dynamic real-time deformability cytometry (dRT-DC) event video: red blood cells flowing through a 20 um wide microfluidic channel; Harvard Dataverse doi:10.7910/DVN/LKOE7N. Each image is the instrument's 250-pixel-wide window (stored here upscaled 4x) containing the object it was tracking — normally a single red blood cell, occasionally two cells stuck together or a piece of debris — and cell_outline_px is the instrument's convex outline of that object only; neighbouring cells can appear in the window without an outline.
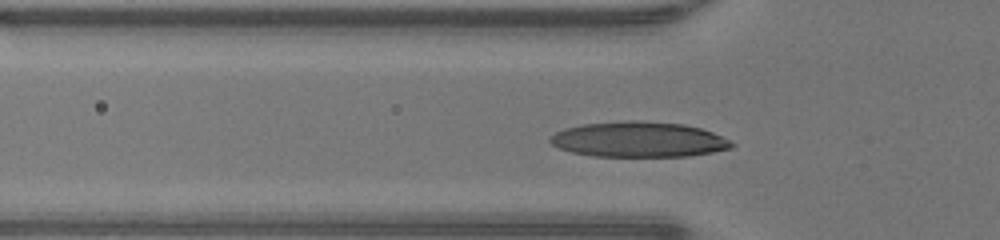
{"species": "human", "species_latin": "Homo sapiens", "temperature_condition": "warm", "stored_images_in_passage": 33, "camera_frame_rate_fps": 3000, "um_per_image_px": 0.085, "donor": {"sex": "male"}, "frame": {"image": 1, "passage_image": 9, "time_ms": 2.667, "image_size_px": [1000, 240], "cell_outline_px": [[736, 144], [732, 148], [712, 152], [688, 156], [592, 156], [572, 152], [560, 148], [552, 144], [548, 140], [548, 136], [564, 128], [580, 124], [628, 120], [636, 120], [684, 124], [700, 128], [712, 132]], "centroid_in_image_um": [54.25, 11.85], "position_along_channel_um": 71.5, "area_um2": 37.45}}
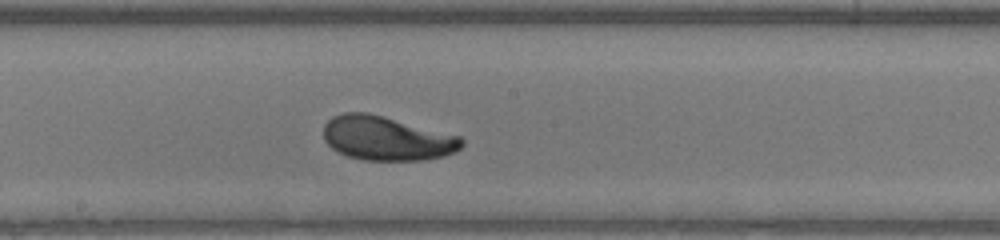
{"frame": {"image": 2, "passage_image": 19, "time_ms": 6.0, "image_size_px": [1000, 240], "cell_outline_px": [[464, 144], [460, 148], [444, 156], [424, 160], [364, 160], [348, 156], [332, 148], [324, 140], [324, 124], [332, 116], [344, 112], [368, 112], [384, 116], [460, 136], [464, 140]], "centroid_in_image_um": [32.86, 11.75], "position_along_channel_um": 215.3, "area_um2": 35.55}}
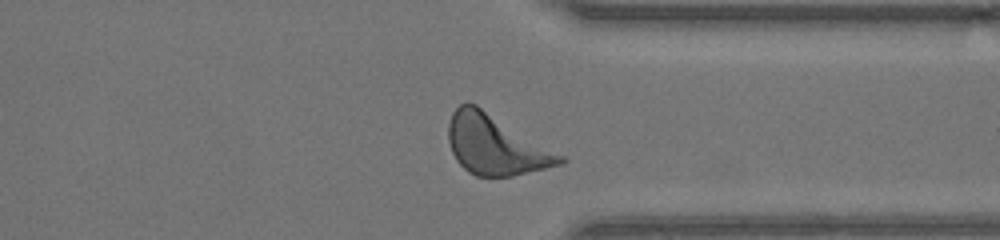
{"frame": {"image": 3, "passage_image": 30, "time_ms": 9.667, "image_size_px": [1000, 240], "cell_outline_px": [[568, 160], [560, 164], [512, 176], [476, 176], [468, 172], [456, 160], [452, 152], [448, 140], [448, 124], [452, 112], [460, 104], [476, 104], [564, 156]], "centroid_in_image_um": [42.1, 12.32], "position_along_channel_um": 369.3, "area_um2": 38.38}, "authors_computed_cell_mechanics": {"area_um2": 35.3158, "velocity_mm_per_s": 4.2726, "shape_relaxation_time_tau1_ms": 2.5473, "shape_relaxation_time_tau2_ms": null, "deformation_change_tau1": 0.1544, "deformation_change_tau2": null}}